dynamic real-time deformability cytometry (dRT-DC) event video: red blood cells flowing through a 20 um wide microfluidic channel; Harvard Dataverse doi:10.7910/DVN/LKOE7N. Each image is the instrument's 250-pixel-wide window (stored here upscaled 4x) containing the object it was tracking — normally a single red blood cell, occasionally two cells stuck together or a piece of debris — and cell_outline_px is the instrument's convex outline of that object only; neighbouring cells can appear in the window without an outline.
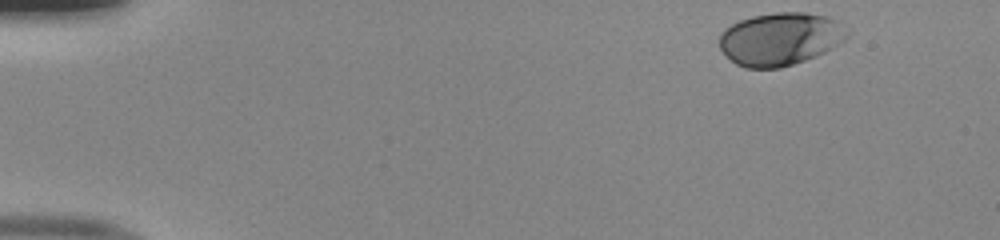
{"species": "human", "species_latin": "Homo sapiens", "temperature_condition": "room temperature", "stored_images_in_passage": 47, "camera_frame_rate_fps": 3000, "um_per_image_px": 0.085, "donor": {"sex": "male"}, "frame": {"image": 1, "passage_image": 1, "time_ms": 0.0, "image_size_px": [1000, 240], "cell_outline_px": [[852, 32], [844, 40], [824, 52], [816, 56], [780, 68], [744, 68], [736, 64], [720, 48], [720, 36], [724, 28], [740, 20], [752, 16], [776, 12], [804, 12], [828, 16], [836, 20]], "centroid_in_image_um": [66.34, 3.3], "position_along_channel_um": 18.7, "area_um2": 39.36}}
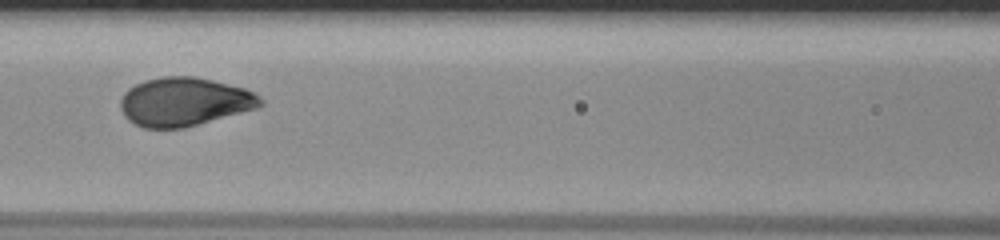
{"frame": {"image": 2, "passage_image": 20, "time_ms": 6.333, "image_size_px": [1000, 240], "cell_outline_px": [[264, 104], [256, 108], [184, 128], [144, 128], [128, 120], [124, 116], [120, 108], [120, 100], [124, 92], [128, 88], [144, 80], [164, 76], [192, 76], [212, 80], [244, 88], [260, 96], [264, 100]], "centroid_in_image_um": [15.64, 8.65], "position_along_channel_um": 151.0, "area_um2": 39.59}}
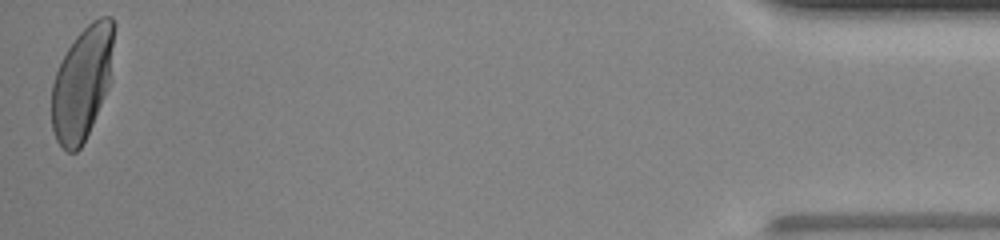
{"frame": {"image": 3, "passage_image": 47, "time_ms": 15.333, "image_size_px": [1000, 240], "cell_outline_px": [[116, 24], [108, 88], [92, 124], [80, 148], [76, 152], [68, 152], [56, 140], [52, 128], [52, 84], [56, 72], [68, 48], [76, 36], [92, 20], [100, 16], [112, 16]], "centroid_in_image_um": [7.0, 7.01], "position_along_channel_um": 428.2, "area_um2": 40.81}, "authors_computed_cell_mechanics": {"area_um2": 39.4774, "velocity_mm_per_s": 3.9991, "shape_relaxation_time_tau1_ms": 2.4473, "shape_relaxation_time_tau2_ms": null, "deformation_change_tau1": 0.1627, "deformation_change_tau2": null}}